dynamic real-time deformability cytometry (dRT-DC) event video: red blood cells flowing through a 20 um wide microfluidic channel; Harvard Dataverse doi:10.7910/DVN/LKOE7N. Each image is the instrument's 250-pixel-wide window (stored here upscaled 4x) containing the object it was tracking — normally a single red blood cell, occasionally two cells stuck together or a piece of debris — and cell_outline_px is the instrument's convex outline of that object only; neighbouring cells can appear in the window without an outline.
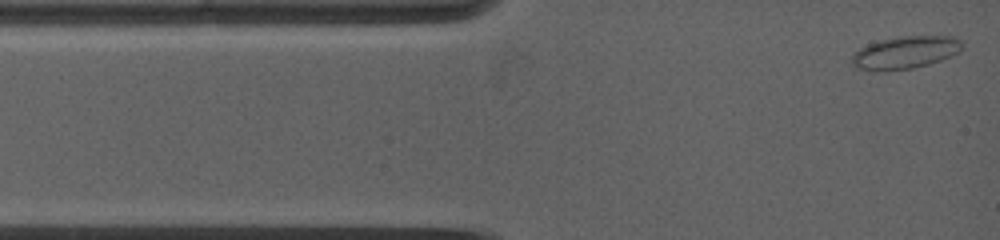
{"species": "common noctule bat (a hibernating species)", "species_latin": "Nyctalus noctula", "temperature_condition": "warm", "stored_images_in_passage": 16, "camera_frame_rate_fps": 5000, "um_per_image_px": 0.085, "animal": {"sex": "female", "body_mass_g": 19.0, "forearm_length_mm": 53.3}, "frame": {"image": 1, "passage_image": 1, "time_ms": 0.0, "image_size_px": [1000, 240], "cell_outline_px": [[964, 44], [960, 52], [940, 60], [928, 64], [912, 68], [880, 72], [856, 68], [848, 64], [852, 52], [868, 44], [880, 40], [900, 36], [952, 36], [960, 40]], "centroid_in_image_um": [76.87, 4.47], "position_along_channel_um": 8.1, "area_um2": 21.33}}
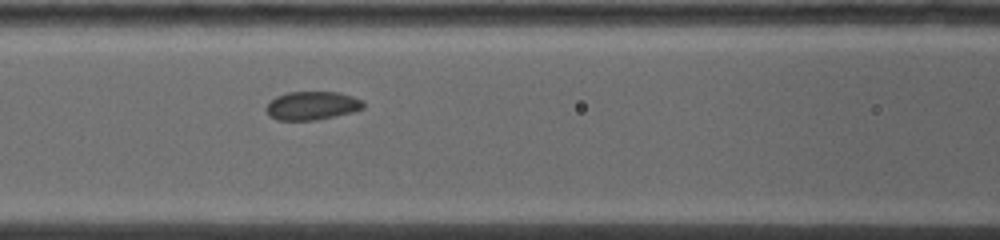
{"frame": {"image": 2, "passage_image": 10, "time_ms": 4.6, "image_size_px": [1000, 240], "cell_outline_px": [[364, 108], [356, 112], [316, 120], [276, 120], [268, 116], [264, 108], [276, 96], [288, 92], [340, 92], [352, 96], [360, 100], [364, 104]], "centroid_in_image_um": [26.52, 8.99], "position_along_channel_um": 140.1, "area_um2": 16.3}}
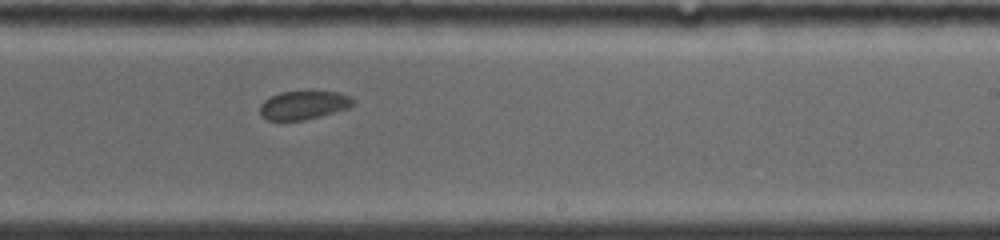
{"frame": {"image": 3, "passage_image": 16, "time_ms": 7.8, "image_size_px": [1000, 240], "cell_outline_px": [[356, 104], [348, 108], [320, 116], [304, 120], [268, 120], [260, 116], [260, 104], [264, 100], [280, 92], [336, 92], [352, 96], [356, 100]], "centroid_in_image_um": [25.83, 8.94], "position_along_channel_um": 263.2, "area_um2": 15.49}}